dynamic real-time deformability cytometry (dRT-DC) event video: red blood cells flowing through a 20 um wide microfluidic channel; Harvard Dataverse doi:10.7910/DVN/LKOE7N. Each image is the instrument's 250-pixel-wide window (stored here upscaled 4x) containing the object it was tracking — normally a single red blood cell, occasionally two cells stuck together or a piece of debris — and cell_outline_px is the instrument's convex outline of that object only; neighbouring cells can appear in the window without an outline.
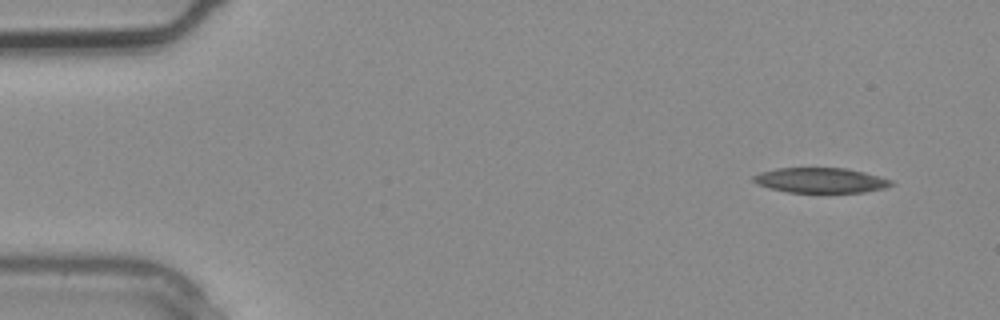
{"species": "common noctule bat (a hibernating species)", "species_latin": "Nyctalus noctula", "temperature_condition": "warm", "stored_images_in_passage": 3, "camera_frame_rate_fps": 3000, "um_per_image_px": 0.085, "animal": {"sex": "male", "body_mass_g": 20.4}, "frame": {"image": 1, "passage_image": 1, "time_ms": 0.0, "image_size_px": [1000, 320], "cell_outline_px": [[896, 184], [884, 188], [864, 192], [820, 196], [788, 192], [768, 188], [756, 184], [752, 180], [752, 176], [760, 172], [776, 168], [844, 168], [864, 172], [892, 180]], "centroid_in_image_um": [69.74, 15.38], "position_along_channel_um": 15.3, "area_um2": 21.27}}
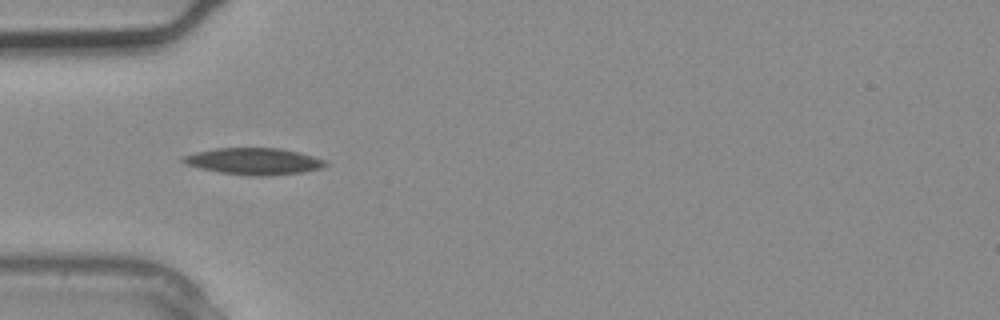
{"frame": {"image": 2, "passage_image": 3, "time_ms": 0.667, "image_size_px": [1000, 320], "cell_outline_px": [[328, 164], [324, 168], [304, 172], [264, 176], [252, 176], [220, 172], [200, 168], [184, 164], [180, 160], [180, 156], [196, 152], [216, 148], [280, 148], [312, 156], [324, 160]], "centroid_in_image_um": [21.55, 13.71], "position_along_channel_um": 63.5, "area_um2": 22.14}}